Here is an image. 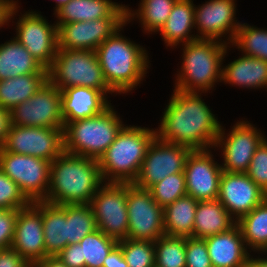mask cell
I'll return each instance as SVG.
<instances>
[{
    "mask_svg": "<svg viewBox=\"0 0 267 267\" xmlns=\"http://www.w3.org/2000/svg\"><path fill=\"white\" fill-rule=\"evenodd\" d=\"M202 95L173 89L158 123L160 125L155 128L156 136L164 142L191 150H213L222 123Z\"/></svg>",
    "mask_w": 267,
    "mask_h": 267,
    "instance_id": "obj_1",
    "label": "cell"
},
{
    "mask_svg": "<svg viewBox=\"0 0 267 267\" xmlns=\"http://www.w3.org/2000/svg\"><path fill=\"white\" fill-rule=\"evenodd\" d=\"M127 24L95 50L104 79L115 96L140 87L151 65L147 48L122 35L121 31Z\"/></svg>",
    "mask_w": 267,
    "mask_h": 267,
    "instance_id": "obj_2",
    "label": "cell"
},
{
    "mask_svg": "<svg viewBox=\"0 0 267 267\" xmlns=\"http://www.w3.org/2000/svg\"><path fill=\"white\" fill-rule=\"evenodd\" d=\"M103 184L98 160L63 151L51 162L45 202L55 205L90 204Z\"/></svg>",
    "mask_w": 267,
    "mask_h": 267,
    "instance_id": "obj_3",
    "label": "cell"
},
{
    "mask_svg": "<svg viewBox=\"0 0 267 267\" xmlns=\"http://www.w3.org/2000/svg\"><path fill=\"white\" fill-rule=\"evenodd\" d=\"M182 46L183 61L175 74L174 89L206 93L204 96L210 90L212 93L216 83H221L222 64L231 45L217 40L196 39Z\"/></svg>",
    "mask_w": 267,
    "mask_h": 267,
    "instance_id": "obj_4",
    "label": "cell"
},
{
    "mask_svg": "<svg viewBox=\"0 0 267 267\" xmlns=\"http://www.w3.org/2000/svg\"><path fill=\"white\" fill-rule=\"evenodd\" d=\"M155 137V128L125 124L98 160L103 182L134 183Z\"/></svg>",
    "mask_w": 267,
    "mask_h": 267,
    "instance_id": "obj_5",
    "label": "cell"
},
{
    "mask_svg": "<svg viewBox=\"0 0 267 267\" xmlns=\"http://www.w3.org/2000/svg\"><path fill=\"white\" fill-rule=\"evenodd\" d=\"M110 105L94 117L68 122L63 129L64 151L99 160L125 125Z\"/></svg>",
    "mask_w": 267,
    "mask_h": 267,
    "instance_id": "obj_6",
    "label": "cell"
},
{
    "mask_svg": "<svg viewBox=\"0 0 267 267\" xmlns=\"http://www.w3.org/2000/svg\"><path fill=\"white\" fill-rule=\"evenodd\" d=\"M48 80L60 90L68 87H90L107 94H115L106 83L95 51L57 49L48 69Z\"/></svg>",
    "mask_w": 267,
    "mask_h": 267,
    "instance_id": "obj_7",
    "label": "cell"
},
{
    "mask_svg": "<svg viewBox=\"0 0 267 267\" xmlns=\"http://www.w3.org/2000/svg\"><path fill=\"white\" fill-rule=\"evenodd\" d=\"M17 2L11 9L9 23H16L13 36L26 50L45 68L49 69L53 64L58 49L57 24L48 22L46 16L40 12L28 10L18 15L20 10ZM17 13V14H16ZM18 19H17V16ZM17 19V22L13 21Z\"/></svg>",
    "mask_w": 267,
    "mask_h": 267,
    "instance_id": "obj_8",
    "label": "cell"
},
{
    "mask_svg": "<svg viewBox=\"0 0 267 267\" xmlns=\"http://www.w3.org/2000/svg\"><path fill=\"white\" fill-rule=\"evenodd\" d=\"M250 122L243 119L237 120L229 132L225 131L226 128L222 124L214 148L221 150L219 152L222 155L220 158L223 160L221 162L223 171L247 173L253 154L267 138L264 131L257 129V126Z\"/></svg>",
    "mask_w": 267,
    "mask_h": 267,
    "instance_id": "obj_9",
    "label": "cell"
},
{
    "mask_svg": "<svg viewBox=\"0 0 267 267\" xmlns=\"http://www.w3.org/2000/svg\"><path fill=\"white\" fill-rule=\"evenodd\" d=\"M51 162L0 148V170L11 178L30 202L45 201Z\"/></svg>",
    "mask_w": 267,
    "mask_h": 267,
    "instance_id": "obj_10",
    "label": "cell"
},
{
    "mask_svg": "<svg viewBox=\"0 0 267 267\" xmlns=\"http://www.w3.org/2000/svg\"><path fill=\"white\" fill-rule=\"evenodd\" d=\"M126 10L127 5L121 3L106 18L57 24L58 48L95 51L127 22Z\"/></svg>",
    "mask_w": 267,
    "mask_h": 267,
    "instance_id": "obj_11",
    "label": "cell"
},
{
    "mask_svg": "<svg viewBox=\"0 0 267 267\" xmlns=\"http://www.w3.org/2000/svg\"><path fill=\"white\" fill-rule=\"evenodd\" d=\"M90 205L99 230L116 241L127 239V184L104 183Z\"/></svg>",
    "mask_w": 267,
    "mask_h": 267,
    "instance_id": "obj_12",
    "label": "cell"
},
{
    "mask_svg": "<svg viewBox=\"0 0 267 267\" xmlns=\"http://www.w3.org/2000/svg\"><path fill=\"white\" fill-rule=\"evenodd\" d=\"M128 239L155 242L165 235L163 208L149 189L127 184Z\"/></svg>",
    "mask_w": 267,
    "mask_h": 267,
    "instance_id": "obj_13",
    "label": "cell"
},
{
    "mask_svg": "<svg viewBox=\"0 0 267 267\" xmlns=\"http://www.w3.org/2000/svg\"><path fill=\"white\" fill-rule=\"evenodd\" d=\"M10 113L13 125L64 128L61 90L49 80L31 98L10 110Z\"/></svg>",
    "mask_w": 267,
    "mask_h": 267,
    "instance_id": "obj_14",
    "label": "cell"
},
{
    "mask_svg": "<svg viewBox=\"0 0 267 267\" xmlns=\"http://www.w3.org/2000/svg\"><path fill=\"white\" fill-rule=\"evenodd\" d=\"M63 129L11 124L1 148L52 162L64 151Z\"/></svg>",
    "mask_w": 267,
    "mask_h": 267,
    "instance_id": "obj_15",
    "label": "cell"
},
{
    "mask_svg": "<svg viewBox=\"0 0 267 267\" xmlns=\"http://www.w3.org/2000/svg\"><path fill=\"white\" fill-rule=\"evenodd\" d=\"M191 151L185 146L164 142L156 136L147 150L134 184L149 189L168 175L184 172Z\"/></svg>",
    "mask_w": 267,
    "mask_h": 267,
    "instance_id": "obj_16",
    "label": "cell"
},
{
    "mask_svg": "<svg viewBox=\"0 0 267 267\" xmlns=\"http://www.w3.org/2000/svg\"><path fill=\"white\" fill-rule=\"evenodd\" d=\"M236 7V0H208L201 5L195 4L197 39L217 40L231 45L242 23L236 18Z\"/></svg>",
    "mask_w": 267,
    "mask_h": 267,
    "instance_id": "obj_17",
    "label": "cell"
},
{
    "mask_svg": "<svg viewBox=\"0 0 267 267\" xmlns=\"http://www.w3.org/2000/svg\"><path fill=\"white\" fill-rule=\"evenodd\" d=\"M211 149L192 150L186 160V192L197 201L215 200L219 196L223 169Z\"/></svg>",
    "mask_w": 267,
    "mask_h": 267,
    "instance_id": "obj_18",
    "label": "cell"
},
{
    "mask_svg": "<svg viewBox=\"0 0 267 267\" xmlns=\"http://www.w3.org/2000/svg\"><path fill=\"white\" fill-rule=\"evenodd\" d=\"M11 247L31 265L48 256L43 235L42 201L31 202L18 210Z\"/></svg>",
    "mask_w": 267,
    "mask_h": 267,
    "instance_id": "obj_19",
    "label": "cell"
},
{
    "mask_svg": "<svg viewBox=\"0 0 267 267\" xmlns=\"http://www.w3.org/2000/svg\"><path fill=\"white\" fill-rule=\"evenodd\" d=\"M266 198V193L246 173L223 171L218 200L236 221Z\"/></svg>",
    "mask_w": 267,
    "mask_h": 267,
    "instance_id": "obj_20",
    "label": "cell"
},
{
    "mask_svg": "<svg viewBox=\"0 0 267 267\" xmlns=\"http://www.w3.org/2000/svg\"><path fill=\"white\" fill-rule=\"evenodd\" d=\"M212 267H247L251 251L236 224L226 232L205 238Z\"/></svg>",
    "mask_w": 267,
    "mask_h": 267,
    "instance_id": "obj_21",
    "label": "cell"
},
{
    "mask_svg": "<svg viewBox=\"0 0 267 267\" xmlns=\"http://www.w3.org/2000/svg\"><path fill=\"white\" fill-rule=\"evenodd\" d=\"M111 104V100L103 92L90 87H68L61 90L64 126L68 122L101 114Z\"/></svg>",
    "mask_w": 267,
    "mask_h": 267,
    "instance_id": "obj_22",
    "label": "cell"
},
{
    "mask_svg": "<svg viewBox=\"0 0 267 267\" xmlns=\"http://www.w3.org/2000/svg\"><path fill=\"white\" fill-rule=\"evenodd\" d=\"M222 65L221 82L247 89L267 88V61L241 54Z\"/></svg>",
    "mask_w": 267,
    "mask_h": 267,
    "instance_id": "obj_23",
    "label": "cell"
},
{
    "mask_svg": "<svg viewBox=\"0 0 267 267\" xmlns=\"http://www.w3.org/2000/svg\"><path fill=\"white\" fill-rule=\"evenodd\" d=\"M194 0H177L166 23L158 32L166 48H178L182 44L196 40ZM194 31V34L192 32ZM179 45V46H178ZM178 46V47H177Z\"/></svg>",
    "mask_w": 267,
    "mask_h": 267,
    "instance_id": "obj_24",
    "label": "cell"
},
{
    "mask_svg": "<svg viewBox=\"0 0 267 267\" xmlns=\"http://www.w3.org/2000/svg\"><path fill=\"white\" fill-rule=\"evenodd\" d=\"M24 74H48L26 48L14 37L0 44V81Z\"/></svg>",
    "mask_w": 267,
    "mask_h": 267,
    "instance_id": "obj_25",
    "label": "cell"
},
{
    "mask_svg": "<svg viewBox=\"0 0 267 267\" xmlns=\"http://www.w3.org/2000/svg\"><path fill=\"white\" fill-rule=\"evenodd\" d=\"M236 224L237 221L228 213L218 199L198 201L194 218L193 237L205 239L226 232Z\"/></svg>",
    "mask_w": 267,
    "mask_h": 267,
    "instance_id": "obj_26",
    "label": "cell"
},
{
    "mask_svg": "<svg viewBox=\"0 0 267 267\" xmlns=\"http://www.w3.org/2000/svg\"><path fill=\"white\" fill-rule=\"evenodd\" d=\"M42 220L46 254L56 256L68 245L67 204L42 201Z\"/></svg>",
    "mask_w": 267,
    "mask_h": 267,
    "instance_id": "obj_27",
    "label": "cell"
},
{
    "mask_svg": "<svg viewBox=\"0 0 267 267\" xmlns=\"http://www.w3.org/2000/svg\"><path fill=\"white\" fill-rule=\"evenodd\" d=\"M121 4L112 0H70L56 10V24L88 22L109 17Z\"/></svg>",
    "mask_w": 267,
    "mask_h": 267,
    "instance_id": "obj_28",
    "label": "cell"
},
{
    "mask_svg": "<svg viewBox=\"0 0 267 267\" xmlns=\"http://www.w3.org/2000/svg\"><path fill=\"white\" fill-rule=\"evenodd\" d=\"M197 204V200L189 195H185L163 208L165 235L193 237Z\"/></svg>",
    "mask_w": 267,
    "mask_h": 267,
    "instance_id": "obj_29",
    "label": "cell"
},
{
    "mask_svg": "<svg viewBox=\"0 0 267 267\" xmlns=\"http://www.w3.org/2000/svg\"><path fill=\"white\" fill-rule=\"evenodd\" d=\"M48 80V74H24L0 81V107L12 110L31 98Z\"/></svg>",
    "mask_w": 267,
    "mask_h": 267,
    "instance_id": "obj_30",
    "label": "cell"
},
{
    "mask_svg": "<svg viewBox=\"0 0 267 267\" xmlns=\"http://www.w3.org/2000/svg\"><path fill=\"white\" fill-rule=\"evenodd\" d=\"M177 0H141L138 9L132 10L127 5L126 20L129 24L137 20L143 33L157 34L171 14L172 7ZM157 32V33H156Z\"/></svg>",
    "mask_w": 267,
    "mask_h": 267,
    "instance_id": "obj_31",
    "label": "cell"
},
{
    "mask_svg": "<svg viewBox=\"0 0 267 267\" xmlns=\"http://www.w3.org/2000/svg\"><path fill=\"white\" fill-rule=\"evenodd\" d=\"M246 247L251 252L267 249V198L238 221Z\"/></svg>",
    "mask_w": 267,
    "mask_h": 267,
    "instance_id": "obj_32",
    "label": "cell"
},
{
    "mask_svg": "<svg viewBox=\"0 0 267 267\" xmlns=\"http://www.w3.org/2000/svg\"><path fill=\"white\" fill-rule=\"evenodd\" d=\"M231 47L244 55L267 61V29L241 23Z\"/></svg>",
    "mask_w": 267,
    "mask_h": 267,
    "instance_id": "obj_33",
    "label": "cell"
},
{
    "mask_svg": "<svg viewBox=\"0 0 267 267\" xmlns=\"http://www.w3.org/2000/svg\"><path fill=\"white\" fill-rule=\"evenodd\" d=\"M68 245L79 243L87 234L97 230L90 204H67Z\"/></svg>",
    "mask_w": 267,
    "mask_h": 267,
    "instance_id": "obj_34",
    "label": "cell"
},
{
    "mask_svg": "<svg viewBox=\"0 0 267 267\" xmlns=\"http://www.w3.org/2000/svg\"><path fill=\"white\" fill-rule=\"evenodd\" d=\"M154 247L156 267H186V237L163 235Z\"/></svg>",
    "mask_w": 267,
    "mask_h": 267,
    "instance_id": "obj_35",
    "label": "cell"
},
{
    "mask_svg": "<svg viewBox=\"0 0 267 267\" xmlns=\"http://www.w3.org/2000/svg\"><path fill=\"white\" fill-rule=\"evenodd\" d=\"M79 244L82 246L85 267H103L104 259L118 245V241L97 229L87 234Z\"/></svg>",
    "mask_w": 267,
    "mask_h": 267,
    "instance_id": "obj_36",
    "label": "cell"
},
{
    "mask_svg": "<svg viewBox=\"0 0 267 267\" xmlns=\"http://www.w3.org/2000/svg\"><path fill=\"white\" fill-rule=\"evenodd\" d=\"M123 256L129 267H154L155 247L149 240L124 239L118 241Z\"/></svg>",
    "mask_w": 267,
    "mask_h": 267,
    "instance_id": "obj_37",
    "label": "cell"
},
{
    "mask_svg": "<svg viewBox=\"0 0 267 267\" xmlns=\"http://www.w3.org/2000/svg\"><path fill=\"white\" fill-rule=\"evenodd\" d=\"M153 199L162 207L173 203L175 200L187 195L185 173H175L155 183L149 188Z\"/></svg>",
    "mask_w": 267,
    "mask_h": 267,
    "instance_id": "obj_38",
    "label": "cell"
},
{
    "mask_svg": "<svg viewBox=\"0 0 267 267\" xmlns=\"http://www.w3.org/2000/svg\"><path fill=\"white\" fill-rule=\"evenodd\" d=\"M30 203L19 186L0 170V209L19 210Z\"/></svg>",
    "mask_w": 267,
    "mask_h": 267,
    "instance_id": "obj_39",
    "label": "cell"
},
{
    "mask_svg": "<svg viewBox=\"0 0 267 267\" xmlns=\"http://www.w3.org/2000/svg\"><path fill=\"white\" fill-rule=\"evenodd\" d=\"M267 195V138L253 154L246 173Z\"/></svg>",
    "mask_w": 267,
    "mask_h": 267,
    "instance_id": "obj_40",
    "label": "cell"
},
{
    "mask_svg": "<svg viewBox=\"0 0 267 267\" xmlns=\"http://www.w3.org/2000/svg\"><path fill=\"white\" fill-rule=\"evenodd\" d=\"M186 267H212L205 239L186 237Z\"/></svg>",
    "mask_w": 267,
    "mask_h": 267,
    "instance_id": "obj_41",
    "label": "cell"
},
{
    "mask_svg": "<svg viewBox=\"0 0 267 267\" xmlns=\"http://www.w3.org/2000/svg\"><path fill=\"white\" fill-rule=\"evenodd\" d=\"M18 210L0 209V249L9 248L14 239Z\"/></svg>",
    "mask_w": 267,
    "mask_h": 267,
    "instance_id": "obj_42",
    "label": "cell"
},
{
    "mask_svg": "<svg viewBox=\"0 0 267 267\" xmlns=\"http://www.w3.org/2000/svg\"><path fill=\"white\" fill-rule=\"evenodd\" d=\"M56 256L67 267H85V260H82V246L79 243L67 245Z\"/></svg>",
    "mask_w": 267,
    "mask_h": 267,
    "instance_id": "obj_43",
    "label": "cell"
},
{
    "mask_svg": "<svg viewBox=\"0 0 267 267\" xmlns=\"http://www.w3.org/2000/svg\"><path fill=\"white\" fill-rule=\"evenodd\" d=\"M0 267H32L12 247L0 249Z\"/></svg>",
    "mask_w": 267,
    "mask_h": 267,
    "instance_id": "obj_44",
    "label": "cell"
},
{
    "mask_svg": "<svg viewBox=\"0 0 267 267\" xmlns=\"http://www.w3.org/2000/svg\"><path fill=\"white\" fill-rule=\"evenodd\" d=\"M103 267H129L118 245L106 256Z\"/></svg>",
    "mask_w": 267,
    "mask_h": 267,
    "instance_id": "obj_45",
    "label": "cell"
},
{
    "mask_svg": "<svg viewBox=\"0 0 267 267\" xmlns=\"http://www.w3.org/2000/svg\"><path fill=\"white\" fill-rule=\"evenodd\" d=\"M11 126V113L0 107V148L3 146Z\"/></svg>",
    "mask_w": 267,
    "mask_h": 267,
    "instance_id": "obj_46",
    "label": "cell"
},
{
    "mask_svg": "<svg viewBox=\"0 0 267 267\" xmlns=\"http://www.w3.org/2000/svg\"><path fill=\"white\" fill-rule=\"evenodd\" d=\"M17 2L19 0H0V29L9 26L10 12Z\"/></svg>",
    "mask_w": 267,
    "mask_h": 267,
    "instance_id": "obj_47",
    "label": "cell"
},
{
    "mask_svg": "<svg viewBox=\"0 0 267 267\" xmlns=\"http://www.w3.org/2000/svg\"><path fill=\"white\" fill-rule=\"evenodd\" d=\"M32 267H67L57 256H47L32 265Z\"/></svg>",
    "mask_w": 267,
    "mask_h": 267,
    "instance_id": "obj_48",
    "label": "cell"
},
{
    "mask_svg": "<svg viewBox=\"0 0 267 267\" xmlns=\"http://www.w3.org/2000/svg\"><path fill=\"white\" fill-rule=\"evenodd\" d=\"M258 254V256H256L255 254ZM255 256H254V255ZM260 254L262 256H260ZM265 255V256H264ZM254 256V257H253ZM264 256V257H263ZM256 257V258H255ZM263 257V258H262ZM247 267H267V254H265L264 252H255L252 253L250 255Z\"/></svg>",
    "mask_w": 267,
    "mask_h": 267,
    "instance_id": "obj_49",
    "label": "cell"
},
{
    "mask_svg": "<svg viewBox=\"0 0 267 267\" xmlns=\"http://www.w3.org/2000/svg\"><path fill=\"white\" fill-rule=\"evenodd\" d=\"M53 1V0H52ZM55 1V3H56V5H55V7H54V12L56 11V10H58L62 5H64V4H66V3H68L70 0H54Z\"/></svg>",
    "mask_w": 267,
    "mask_h": 267,
    "instance_id": "obj_50",
    "label": "cell"
}]
</instances>
